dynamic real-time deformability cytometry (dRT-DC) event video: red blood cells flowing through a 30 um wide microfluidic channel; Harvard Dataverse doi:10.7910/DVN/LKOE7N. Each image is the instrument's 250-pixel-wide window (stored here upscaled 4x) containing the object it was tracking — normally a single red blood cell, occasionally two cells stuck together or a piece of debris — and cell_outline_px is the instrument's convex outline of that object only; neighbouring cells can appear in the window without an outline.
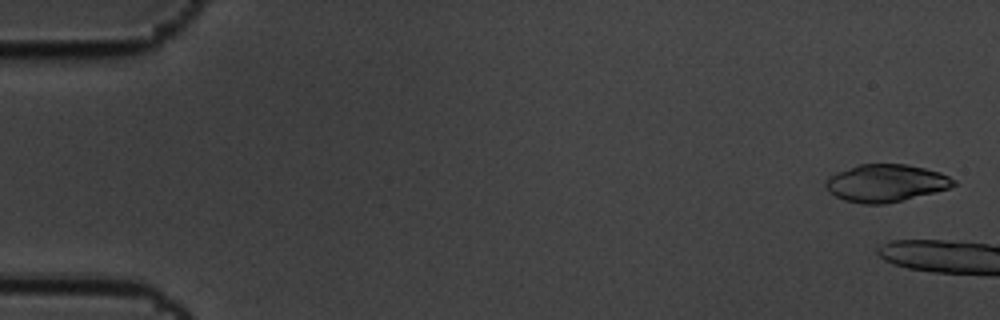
{"species": "common noctule bat (a hibernating species)", "species_latin": "Nyctalus noctula", "temperature_condition": "cold", "stored_images_in_passage": 6, "camera_frame_rate_fps": 3000, "um_per_image_px": 0.085, "animal": {"sex": "male", "body_mass_g": 19.5, "forearm_length_mm": 54.6}, "frame": {"image": 1, "passage_image": 2, "time_ms": 0.333, "image_size_px": [1000, 320], "cell_outline_px": [[956, 184], [948, 188], [884, 204], [864, 204], [844, 200], [828, 192], [824, 184], [824, 180], [828, 176], [836, 172], [860, 164], [908, 164], [940, 172], [956, 180]], "centroid_in_image_um": [75.24, 15.55], "position_along_channel_um": 9.8, "area_um2": 27.74}}